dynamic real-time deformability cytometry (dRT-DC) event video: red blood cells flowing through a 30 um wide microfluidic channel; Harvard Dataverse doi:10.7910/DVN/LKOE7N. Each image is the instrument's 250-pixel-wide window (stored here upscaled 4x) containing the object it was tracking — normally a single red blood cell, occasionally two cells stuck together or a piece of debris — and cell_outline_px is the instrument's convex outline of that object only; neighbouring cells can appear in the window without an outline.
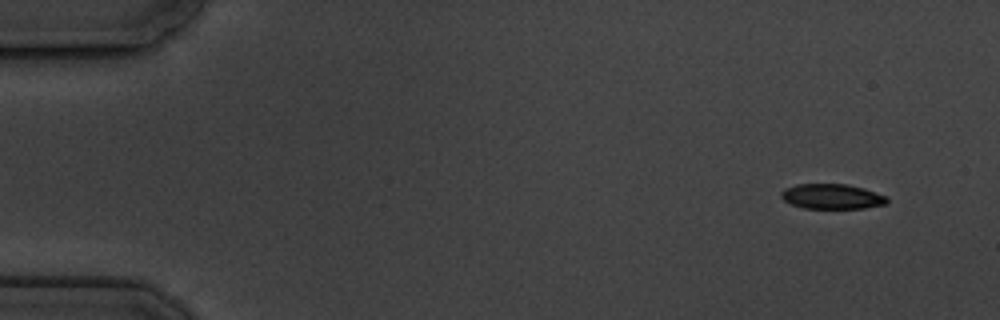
{"species": "common noctule bat (a hibernating species)", "species_latin": "Nyctalus noctula", "temperature_condition": "cold", "stored_images_in_passage": 5, "segment_of_instrument_passage": [2, 2], "camera_frame_rate_fps": 3000, "um_per_image_px": 0.085, "animal": {"sex": "male", "body_mass_g": 19.5, "forearm_length_mm": 54.6}, "frame": {"image": 1, "passage_image": 5, "time_ms": 5.667, "image_size_px": [1000, 320], "cell_outline_px": [[888, 204], [864, 208], [804, 208], [792, 204], [784, 200], [780, 196], [780, 192], [784, 188], [796, 184], [848, 184], [864, 188], [884, 196], [888, 200]], "centroid_in_image_um": [70.69, 16.69], "position_along_channel_um": 14.3, "area_um2": 15.43}}